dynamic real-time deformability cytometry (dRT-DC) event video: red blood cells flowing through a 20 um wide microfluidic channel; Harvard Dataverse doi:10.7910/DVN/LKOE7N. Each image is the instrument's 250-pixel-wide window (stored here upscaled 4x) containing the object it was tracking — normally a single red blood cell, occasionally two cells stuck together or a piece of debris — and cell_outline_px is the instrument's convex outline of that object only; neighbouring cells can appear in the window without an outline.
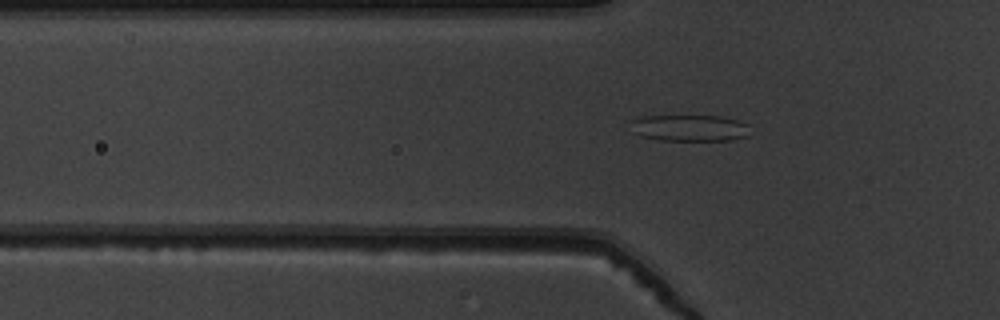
{"species": "common noctule bat (a hibernating species)", "species_latin": "Nyctalus noctula", "temperature_condition": "warm", "stored_images_in_passage": 4, "camera_frame_rate_fps": 3000, "um_per_image_px": 0.085, "animal": {"sex": "male", "body_mass_g": 19.5, "forearm_length_mm": 54.6}, "frame": {"image": 1, "passage_image": 4, "time_ms": 1.0, "image_size_px": [1000, 320], "cell_outline_px": [[748, 136], [732, 140], [660, 140], [640, 136], [632, 132], [632, 120], [640, 116], [720, 116], [736, 120], [748, 124]], "centroid_in_image_um": [58.6, 10.88], "position_along_channel_um": 67.2, "area_um2": 18.38}}